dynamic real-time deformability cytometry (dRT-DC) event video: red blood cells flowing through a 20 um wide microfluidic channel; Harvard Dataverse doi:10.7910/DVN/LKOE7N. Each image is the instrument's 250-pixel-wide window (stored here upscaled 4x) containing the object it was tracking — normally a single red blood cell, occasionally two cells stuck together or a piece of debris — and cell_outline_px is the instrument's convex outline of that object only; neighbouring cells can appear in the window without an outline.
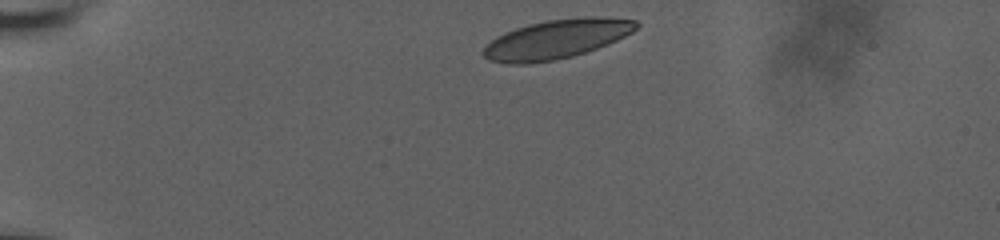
{"species": "human", "species_latin": "Homo sapiens", "temperature_condition": "room temperature", "stored_images_in_passage": 38, "camera_frame_rate_fps": 3000, "um_per_image_px": 0.085, "donor": {"sex": "male"}, "frame": {"image": 1, "passage_image": 1, "time_ms": 0.0, "image_size_px": [1000, 240], "cell_outline_px": [[640, 24], [632, 32], [608, 44], [572, 56], [556, 60], [528, 64], [504, 64], [488, 60], [480, 52], [496, 36], [504, 32], [528, 24], [548, 20], [584, 16], [600, 16], [636, 20]], "centroid_in_image_um": [47.28, 3.33], "position_along_channel_um": 37.7, "area_um2": 35.03}}
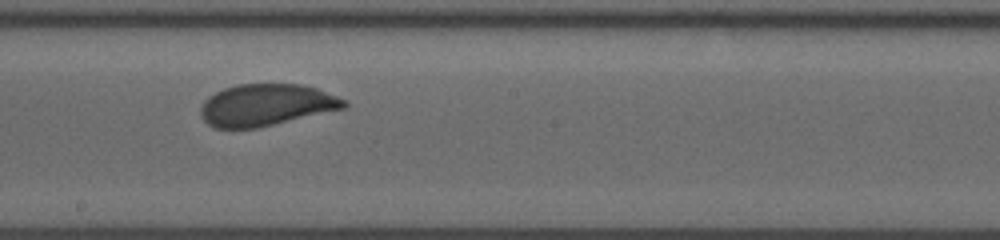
{"frame": {"image": 2, "passage_image": 22, "time_ms": 7.0, "image_size_px": [1000, 240], "cell_outline_px": [[348, 104], [344, 108], [256, 128], [216, 128], [208, 124], [200, 116], [200, 108], [204, 100], [208, 96], [224, 88], [236, 84], [300, 84], [316, 88], [348, 100]], "centroid_in_image_um": [22.6, 8.91], "position_along_channel_um": 225.6, "area_um2": 34.85}}
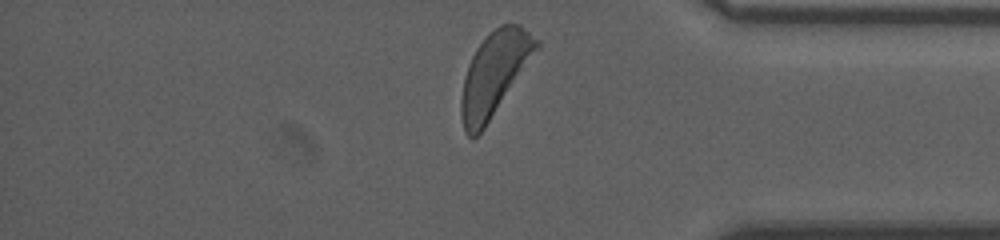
{"frame": {"image": 3, "passage_image": 37, "time_ms": 12.0, "image_size_px": [1000, 240], "cell_outline_px": [[540, 48], [484, 128], [472, 140], [464, 132], [460, 116], [460, 100], [464, 76], [468, 64], [476, 48], [500, 24], [520, 24], [540, 40]], "centroid_in_image_um": [42.02, 6.29], "position_along_channel_um": 393.2, "area_um2": 36.53}, "authors_computed_cell_mechanics": {"area_um2": 35.836, "velocity_mm_per_s": 3.629, "shape_relaxation_time_tau1_ms": 3.5986, "shape_relaxation_time_tau2_ms": null, "deformation_change_tau1": 0.1285, "deformation_change_tau2": null}}